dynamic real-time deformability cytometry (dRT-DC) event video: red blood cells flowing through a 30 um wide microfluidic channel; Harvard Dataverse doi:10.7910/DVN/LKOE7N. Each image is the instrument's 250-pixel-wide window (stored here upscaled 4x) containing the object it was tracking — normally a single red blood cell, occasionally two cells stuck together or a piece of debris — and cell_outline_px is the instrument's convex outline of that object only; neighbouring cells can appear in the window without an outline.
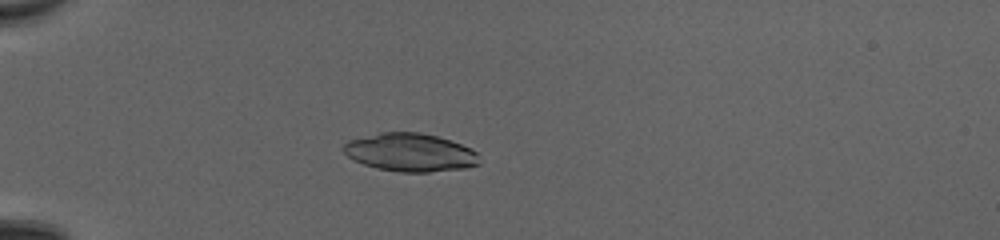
{"species": "common noctule bat (a hibernating species)", "species_latin": "Nyctalus noctula", "temperature_condition": "cold", "stored_images_in_passage": 52, "camera_frame_rate_fps": 3000, "um_per_image_px": 0.085, "animal": {"sex": "female", "body_mass_g": 20.0, "forearm_length_mm": 54.0}, "frame": {"image": 1, "passage_image": 17, "time_ms": 5.333, "image_size_px": [1000, 240], "cell_outline_px": [[480, 164], [464, 168], [428, 172], [400, 172], [376, 168], [352, 160], [344, 152], [344, 144], [348, 140], [380, 132], [420, 132], [436, 136], [460, 144], [476, 152]], "centroid_in_image_um": [34.83, 12.96], "position_along_channel_um": 50.2, "area_um2": 30.0}}
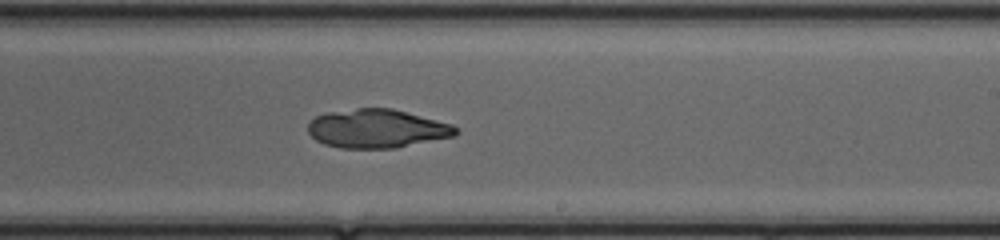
{"frame": {"image": 2, "passage_image": 34, "time_ms": 11.0, "image_size_px": [1000, 240], "cell_outline_px": [[456, 136], [396, 148], [340, 148], [324, 144], [316, 140], [308, 132], [308, 120], [316, 116], [328, 112], [356, 108], [392, 108], [452, 124], [456, 128]], "centroid_in_image_um": [32.02, 10.93], "position_along_channel_um": 257.0, "area_um2": 33.41}}
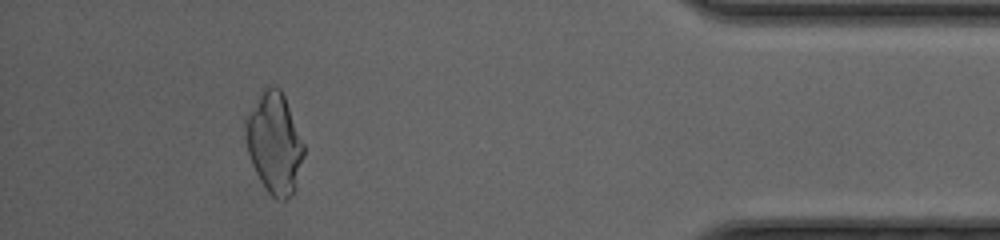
{"frame": {"image": 3, "passage_image": 48, "time_ms": 15.667, "image_size_px": [1000, 240], "cell_outline_px": [[304, 156], [296, 188], [292, 196], [284, 200], [276, 200], [264, 188], [252, 164], [248, 152], [244, 136], [244, 116], [264, 88], [272, 84], [276, 84], [280, 88], [284, 96], [304, 144]], "centroid_in_image_um": [23.3, 12.16], "position_along_channel_um": 411.9, "area_um2": 34.68}}